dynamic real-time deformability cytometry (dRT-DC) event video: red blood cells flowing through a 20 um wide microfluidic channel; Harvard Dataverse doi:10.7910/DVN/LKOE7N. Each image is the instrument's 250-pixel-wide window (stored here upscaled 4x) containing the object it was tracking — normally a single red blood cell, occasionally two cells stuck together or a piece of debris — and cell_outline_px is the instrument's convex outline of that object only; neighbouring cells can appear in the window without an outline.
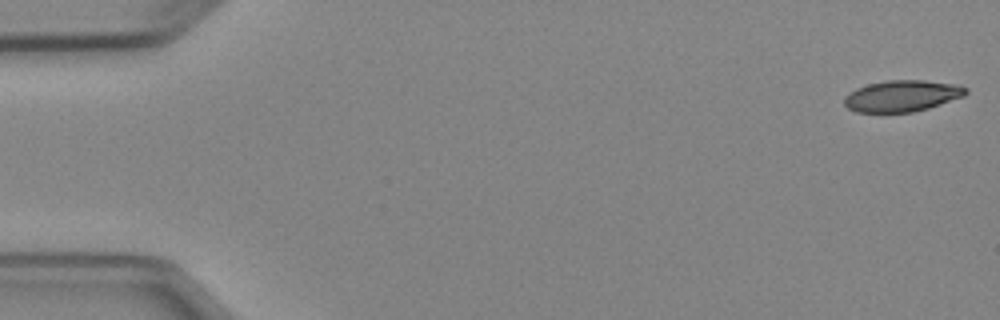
{"species": "Egyptian fruit bat (a non-hibernating species)", "species_latin": "Rousettus aegyptiacus", "temperature_condition": "cold", "stored_images_in_passage": 5, "camera_frame_rate_fps": 3000, "um_per_image_px": 0.085, "animal": {"sex": "female"}, "frame": {"image": 1, "passage_image": 1, "time_ms": 0.0, "image_size_px": [1000, 320], "cell_outline_px": [[968, 92], [964, 96], [928, 108], [912, 112], [856, 112], [848, 108], [844, 104], [844, 96], [848, 92], [856, 88], [868, 84], [888, 80], [924, 80], [960, 84], [968, 88]], "centroid_in_image_um": [76.68, 8.14], "position_along_channel_um": 8.3, "area_um2": 22.37}}
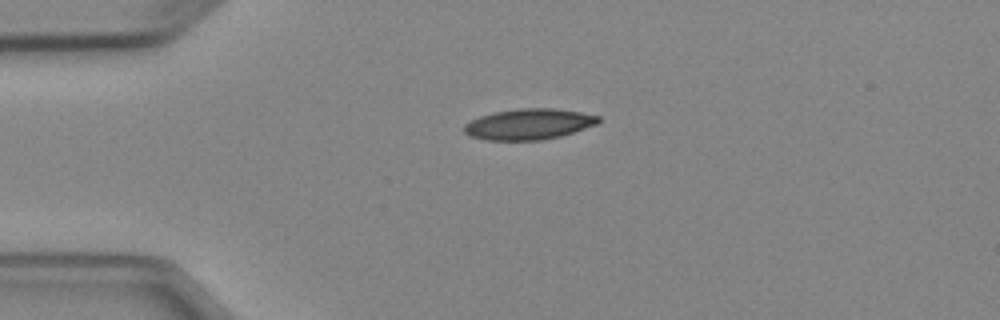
{"frame": {"image": 2, "passage_image": 4, "time_ms": 3.667, "image_size_px": [1000, 320], "cell_outline_px": [[600, 120], [596, 124], [560, 136], [540, 140], [488, 140], [468, 136], [464, 132], [464, 124], [480, 116], [496, 112], [520, 108], [552, 108], [580, 112], [600, 116]], "centroid_in_image_um": [44.92, 10.55], "position_along_channel_um": 40.1, "area_um2": 23.87}}